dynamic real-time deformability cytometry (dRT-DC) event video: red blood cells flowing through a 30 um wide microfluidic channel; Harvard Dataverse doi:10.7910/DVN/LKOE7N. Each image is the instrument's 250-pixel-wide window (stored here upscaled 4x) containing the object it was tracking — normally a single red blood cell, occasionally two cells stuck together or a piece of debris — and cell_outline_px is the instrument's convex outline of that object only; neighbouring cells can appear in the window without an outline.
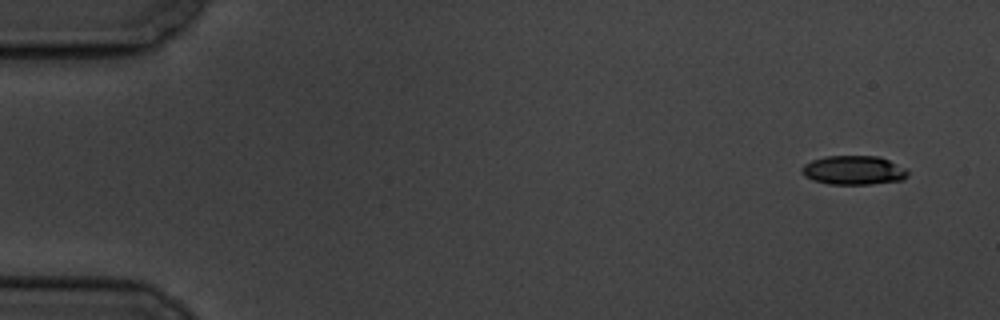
{"species": "common noctule bat (a hibernating species)", "species_latin": "Nyctalus noctula", "temperature_condition": "cold", "stored_images_in_passage": 5, "camera_frame_rate_fps": 3000, "um_per_image_px": 0.085, "animal": {"sex": "male", "body_mass_g": 19.5, "forearm_length_mm": 54.6}, "frame": {"image": 1, "passage_image": 1, "time_ms": 0.0, "image_size_px": [1000, 320], "cell_outline_px": [[908, 176], [904, 180], [872, 184], [828, 184], [812, 180], [804, 176], [800, 172], [800, 168], [804, 164], [812, 160], [828, 156], [880, 156], [908, 168]], "centroid_in_image_um": [72.58, 14.47], "position_along_channel_um": 12.4, "area_um2": 18.26}}
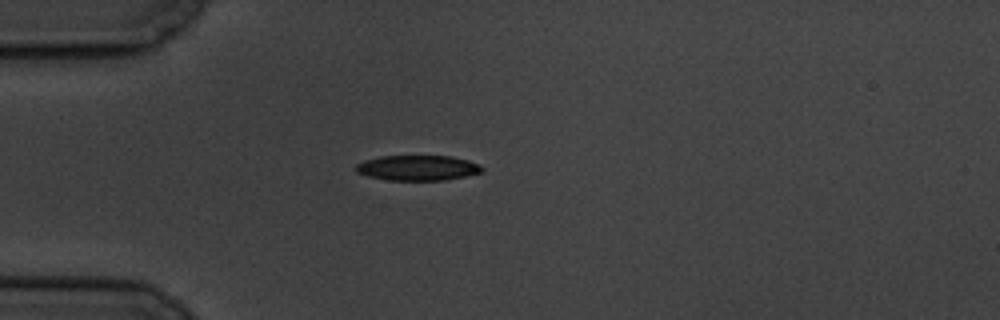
{"frame": {"image": 2, "passage_image": 5, "time_ms": 4.333, "image_size_px": [1000, 320], "cell_outline_px": [[484, 168], [480, 172], [464, 176], [444, 180], [388, 180], [368, 176], [356, 172], [356, 164], [364, 160], [380, 156], [452, 156], [468, 160], [480, 164]], "centroid_in_image_um": [35.49, 14.26], "position_along_channel_um": 49.5, "area_um2": 18.5}}